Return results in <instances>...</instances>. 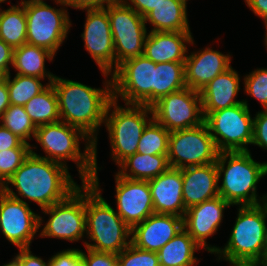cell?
<instances>
[{
    "instance_id": "30",
    "label": "cell",
    "mask_w": 267,
    "mask_h": 266,
    "mask_svg": "<svg viewBox=\"0 0 267 266\" xmlns=\"http://www.w3.org/2000/svg\"><path fill=\"white\" fill-rule=\"evenodd\" d=\"M24 108L36 127L60 121L58 98L52 84L28 101Z\"/></svg>"
},
{
    "instance_id": "49",
    "label": "cell",
    "mask_w": 267,
    "mask_h": 266,
    "mask_svg": "<svg viewBox=\"0 0 267 266\" xmlns=\"http://www.w3.org/2000/svg\"><path fill=\"white\" fill-rule=\"evenodd\" d=\"M233 266H267V264L262 263V262H243V263H238Z\"/></svg>"
},
{
    "instance_id": "50",
    "label": "cell",
    "mask_w": 267,
    "mask_h": 266,
    "mask_svg": "<svg viewBox=\"0 0 267 266\" xmlns=\"http://www.w3.org/2000/svg\"><path fill=\"white\" fill-rule=\"evenodd\" d=\"M54 3H57L61 0H53ZM42 2H46L45 0H21L20 2L17 1V5L20 4H28V3H42Z\"/></svg>"
},
{
    "instance_id": "37",
    "label": "cell",
    "mask_w": 267,
    "mask_h": 266,
    "mask_svg": "<svg viewBox=\"0 0 267 266\" xmlns=\"http://www.w3.org/2000/svg\"><path fill=\"white\" fill-rule=\"evenodd\" d=\"M118 266H160L156 252L141 250L130 244L117 254Z\"/></svg>"
},
{
    "instance_id": "22",
    "label": "cell",
    "mask_w": 267,
    "mask_h": 266,
    "mask_svg": "<svg viewBox=\"0 0 267 266\" xmlns=\"http://www.w3.org/2000/svg\"><path fill=\"white\" fill-rule=\"evenodd\" d=\"M195 41L191 32H151L149 31L144 46V54L154 63H184L188 45Z\"/></svg>"
},
{
    "instance_id": "14",
    "label": "cell",
    "mask_w": 267,
    "mask_h": 266,
    "mask_svg": "<svg viewBox=\"0 0 267 266\" xmlns=\"http://www.w3.org/2000/svg\"><path fill=\"white\" fill-rule=\"evenodd\" d=\"M151 107L153 118L169 132L204 123L200 92L188 87L161 97Z\"/></svg>"
},
{
    "instance_id": "45",
    "label": "cell",
    "mask_w": 267,
    "mask_h": 266,
    "mask_svg": "<svg viewBox=\"0 0 267 266\" xmlns=\"http://www.w3.org/2000/svg\"><path fill=\"white\" fill-rule=\"evenodd\" d=\"M143 18L150 13L160 0H123Z\"/></svg>"
},
{
    "instance_id": "46",
    "label": "cell",
    "mask_w": 267,
    "mask_h": 266,
    "mask_svg": "<svg viewBox=\"0 0 267 266\" xmlns=\"http://www.w3.org/2000/svg\"><path fill=\"white\" fill-rule=\"evenodd\" d=\"M244 2L263 22L267 21V0H244Z\"/></svg>"
},
{
    "instance_id": "38",
    "label": "cell",
    "mask_w": 267,
    "mask_h": 266,
    "mask_svg": "<svg viewBox=\"0 0 267 266\" xmlns=\"http://www.w3.org/2000/svg\"><path fill=\"white\" fill-rule=\"evenodd\" d=\"M82 266H118L117 254L99 252L89 248L81 250Z\"/></svg>"
},
{
    "instance_id": "48",
    "label": "cell",
    "mask_w": 267,
    "mask_h": 266,
    "mask_svg": "<svg viewBox=\"0 0 267 266\" xmlns=\"http://www.w3.org/2000/svg\"><path fill=\"white\" fill-rule=\"evenodd\" d=\"M262 263L267 264V222L265 225V232H264V248H263Z\"/></svg>"
},
{
    "instance_id": "39",
    "label": "cell",
    "mask_w": 267,
    "mask_h": 266,
    "mask_svg": "<svg viewBox=\"0 0 267 266\" xmlns=\"http://www.w3.org/2000/svg\"><path fill=\"white\" fill-rule=\"evenodd\" d=\"M252 145L267 151V110H259L254 115Z\"/></svg>"
},
{
    "instance_id": "35",
    "label": "cell",
    "mask_w": 267,
    "mask_h": 266,
    "mask_svg": "<svg viewBox=\"0 0 267 266\" xmlns=\"http://www.w3.org/2000/svg\"><path fill=\"white\" fill-rule=\"evenodd\" d=\"M243 77V91L258 100L262 108L267 110V68H256Z\"/></svg>"
},
{
    "instance_id": "1",
    "label": "cell",
    "mask_w": 267,
    "mask_h": 266,
    "mask_svg": "<svg viewBox=\"0 0 267 266\" xmlns=\"http://www.w3.org/2000/svg\"><path fill=\"white\" fill-rule=\"evenodd\" d=\"M101 73L105 77L103 88H94L57 75L51 83L58 98L60 120L79 128L94 142L95 173L101 170L97 162V136L105 123L107 106L113 99L111 74Z\"/></svg>"
},
{
    "instance_id": "5",
    "label": "cell",
    "mask_w": 267,
    "mask_h": 266,
    "mask_svg": "<svg viewBox=\"0 0 267 266\" xmlns=\"http://www.w3.org/2000/svg\"><path fill=\"white\" fill-rule=\"evenodd\" d=\"M216 167L219 196L231 206H251L267 202V193L261 197L257 192V184L267 176V161L254 160L251 150L219 152Z\"/></svg>"
},
{
    "instance_id": "26",
    "label": "cell",
    "mask_w": 267,
    "mask_h": 266,
    "mask_svg": "<svg viewBox=\"0 0 267 266\" xmlns=\"http://www.w3.org/2000/svg\"><path fill=\"white\" fill-rule=\"evenodd\" d=\"M54 57L52 52L44 48L25 43L14 48L12 68L18 75L47 79L51 84L56 75L45 68V63L47 60L52 62Z\"/></svg>"
},
{
    "instance_id": "51",
    "label": "cell",
    "mask_w": 267,
    "mask_h": 266,
    "mask_svg": "<svg viewBox=\"0 0 267 266\" xmlns=\"http://www.w3.org/2000/svg\"><path fill=\"white\" fill-rule=\"evenodd\" d=\"M13 257L14 258H12L9 263L3 264L1 266H19L17 262V258L15 256Z\"/></svg>"
},
{
    "instance_id": "54",
    "label": "cell",
    "mask_w": 267,
    "mask_h": 266,
    "mask_svg": "<svg viewBox=\"0 0 267 266\" xmlns=\"http://www.w3.org/2000/svg\"><path fill=\"white\" fill-rule=\"evenodd\" d=\"M5 2H8L9 4H12L13 5V3H11L10 0H0V4L5 3Z\"/></svg>"
},
{
    "instance_id": "19",
    "label": "cell",
    "mask_w": 267,
    "mask_h": 266,
    "mask_svg": "<svg viewBox=\"0 0 267 266\" xmlns=\"http://www.w3.org/2000/svg\"><path fill=\"white\" fill-rule=\"evenodd\" d=\"M232 54L206 46L187 53L185 64L186 87L200 92L217 75L231 67Z\"/></svg>"
},
{
    "instance_id": "15",
    "label": "cell",
    "mask_w": 267,
    "mask_h": 266,
    "mask_svg": "<svg viewBox=\"0 0 267 266\" xmlns=\"http://www.w3.org/2000/svg\"><path fill=\"white\" fill-rule=\"evenodd\" d=\"M0 232L11 245L31 248L39 232V214L30 205L7 195L0 188Z\"/></svg>"
},
{
    "instance_id": "7",
    "label": "cell",
    "mask_w": 267,
    "mask_h": 266,
    "mask_svg": "<svg viewBox=\"0 0 267 266\" xmlns=\"http://www.w3.org/2000/svg\"><path fill=\"white\" fill-rule=\"evenodd\" d=\"M153 119L152 107L137 104L119 105L112 99L106 110L105 123L110 140V157L119 165L137 152L146 125Z\"/></svg>"
},
{
    "instance_id": "53",
    "label": "cell",
    "mask_w": 267,
    "mask_h": 266,
    "mask_svg": "<svg viewBox=\"0 0 267 266\" xmlns=\"http://www.w3.org/2000/svg\"><path fill=\"white\" fill-rule=\"evenodd\" d=\"M6 76L7 74L2 69H0V83L5 81Z\"/></svg>"
},
{
    "instance_id": "43",
    "label": "cell",
    "mask_w": 267,
    "mask_h": 266,
    "mask_svg": "<svg viewBox=\"0 0 267 266\" xmlns=\"http://www.w3.org/2000/svg\"><path fill=\"white\" fill-rule=\"evenodd\" d=\"M116 0H61L67 7L76 10L92 9V8H105L109 4L114 3Z\"/></svg>"
},
{
    "instance_id": "12",
    "label": "cell",
    "mask_w": 267,
    "mask_h": 266,
    "mask_svg": "<svg viewBox=\"0 0 267 266\" xmlns=\"http://www.w3.org/2000/svg\"><path fill=\"white\" fill-rule=\"evenodd\" d=\"M156 63L140 55L121 63L111 74L113 99L125 104H154V70Z\"/></svg>"
},
{
    "instance_id": "47",
    "label": "cell",
    "mask_w": 267,
    "mask_h": 266,
    "mask_svg": "<svg viewBox=\"0 0 267 266\" xmlns=\"http://www.w3.org/2000/svg\"><path fill=\"white\" fill-rule=\"evenodd\" d=\"M10 106L9 94L6 80L0 83V117L4 114L5 110Z\"/></svg>"
},
{
    "instance_id": "27",
    "label": "cell",
    "mask_w": 267,
    "mask_h": 266,
    "mask_svg": "<svg viewBox=\"0 0 267 266\" xmlns=\"http://www.w3.org/2000/svg\"><path fill=\"white\" fill-rule=\"evenodd\" d=\"M199 250L201 247L183 228L157 254L160 266H196L200 260L195 254Z\"/></svg>"
},
{
    "instance_id": "41",
    "label": "cell",
    "mask_w": 267,
    "mask_h": 266,
    "mask_svg": "<svg viewBox=\"0 0 267 266\" xmlns=\"http://www.w3.org/2000/svg\"><path fill=\"white\" fill-rule=\"evenodd\" d=\"M11 148H31V145L0 124V151Z\"/></svg>"
},
{
    "instance_id": "33",
    "label": "cell",
    "mask_w": 267,
    "mask_h": 266,
    "mask_svg": "<svg viewBox=\"0 0 267 266\" xmlns=\"http://www.w3.org/2000/svg\"><path fill=\"white\" fill-rule=\"evenodd\" d=\"M169 135L170 132L153 118L143 130L137 153L168 155Z\"/></svg>"
},
{
    "instance_id": "4",
    "label": "cell",
    "mask_w": 267,
    "mask_h": 266,
    "mask_svg": "<svg viewBox=\"0 0 267 266\" xmlns=\"http://www.w3.org/2000/svg\"><path fill=\"white\" fill-rule=\"evenodd\" d=\"M34 139L45 155L36 153L34 149L38 146L34 144H31L32 154L68 168L67 162L70 160L74 162L81 182L92 181L95 173L94 142L82 130L60 120L37 127ZM80 141L85 142L82 151Z\"/></svg>"
},
{
    "instance_id": "11",
    "label": "cell",
    "mask_w": 267,
    "mask_h": 266,
    "mask_svg": "<svg viewBox=\"0 0 267 266\" xmlns=\"http://www.w3.org/2000/svg\"><path fill=\"white\" fill-rule=\"evenodd\" d=\"M104 9L110 19L116 70L124 61L144 54L149 31L144 18L123 0H116Z\"/></svg>"
},
{
    "instance_id": "20",
    "label": "cell",
    "mask_w": 267,
    "mask_h": 266,
    "mask_svg": "<svg viewBox=\"0 0 267 266\" xmlns=\"http://www.w3.org/2000/svg\"><path fill=\"white\" fill-rule=\"evenodd\" d=\"M182 229L183 217L154 213L131 229V244L141 250L157 253Z\"/></svg>"
},
{
    "instance_id": "18",
    "label": "cell",
    "mask_w": 267,
    "mask_h": 266,
    "mask_svg": "<svg viewBox=\"0 0 267 266\" xmlns=\"http://www.w3.org/2000/svg\"><path fill=\"white\" fill-rule=\"evenodd\" d=\"M231 205L221 196L199 203L186 210L183 228L194 241L210 254H215L219 246L207 243L208 238L218 231L224 218V211Z\"/></svg>"
},
{
    "instance_id": "16",
    "label": "cell",
    "mask_w": 267,
    "mask_h": 266,
    "mask_svg": "<svg viewBox=\"0 0 267 266\" xmlns=\"http://www.w3.org/2000/svg\"><path fill=\"white\" fill-rule=\"evenodd\" d=\"M85 10L86 18L81 36L84 48L101 72L112 74L115 71L114 41L110 19L104 8Z\"/></svg>"
},
{
    "instance_id": "40",
    "label": "cell",
    "mask_w": 267,
    "mask_h": 266,
    "mask_svg": "<svg viewBox=\"0 0 267 266\" xmlns=\"http://www.w3.org/2000/svg\"><path fill=\"white\" fill-rule=\"evenodd\" d=\"M49 266H82L81 250L78 248H68L49 258Z\"/></svg>"
},
{
    "instance_id": "24",
    "label": "cell",
    "mask_w": 267,
    "mask_h": 266,
    "mask_svg": "<svg viewBox=\"0 0 267 266\" xmlns=\"http://www.w3.org/2000/svg\"><path fill=\"white\" fill-rule=\"evenodd\" d=\"M241 76L232 66L217 75L200 91L204 118L210 113L243 103L237 100Z\"/></svg>"
},
{
    "instance_id": "36",
    "label": "cell",
    "mask_w": 267,
    "mask_h": 266,
    "mask_svg": "<svg viewBox=\"0 0 267 266\" xmlns=\"http://www.w3.org/2000/svg\"><path fill=\"white\" fill-rule=\"evenodd\" d=\"M30 152L31 148H11L0 151V188L22 165Z\"/></svg>"
},
{
    "instance_id": "17",
    "label": "cell",
    "mask_w": 267,
    "mask_h": 266,
    "mask_svg": "<svg viewBox=\"0 0 267 266\" xmlns=\"http://www.w3.org/2000/svg\"><path fill=\"white\" fill-rule=\"evenodd\" d=\"M116 212L132 229L154 214L148 180H133L114 173Z\"/></svg>"
},
{
    "instance_id": "3",
    "label": "cell",
    "mask_w": 267,
    "mask_h": 266,
    "mask_svg": "<svg viewBox=\"0 0 267 266\" xmlns=\"http://www.w3.org/2000/svg\"><path fill=\"white\" fill-rule=\"evenodd\" d=\"M98 173L85 182V248L119 254L131 244V228L103 198ZM89 239V240H88Z\"/></svg>"
},
{
    "instance_id": "9",
    "label": "cell",
    "mask_w": 267,
    "mask_h": 266,
    "mask_svg": "<svg viewBox=\"0 0 267 266\" xmlns=\"http://www.w3.org/2000/svg\"><path fill=\"white\" fill-rule=\"evenodd\" d=\"M24 4L27 22V43L44 48L54 55L67 39L72 27L68 7L61 1Z\"/></svg>"
},
{
    "instance_id": "29",
    "label": "cell",
    "mask_w": 267,
    "mask_h": 266,
    "mask_svg": "<svg viewBox=\"0 0 267 266\" xmlns=\"http://www.w3.org/2000/svg\"><path fill=\"white\" fill-rule=\"evenodd\" d=\"M0 5V39L13 48L27 43V22L24 4L11 5L1 9Z\"/></svg>"
},
{
    "instance_id": "25",
    "label": "cell",
    "mask_w": 267,
    "mask_h": 266,
    "mask_svg": "<svg viewBox=\"0 0 267 266\" xmlns=\"http://www.w3.org/2000/svg\"><path fill=\"white\" fill-rule=\"evenodd\" d=\"M188 0H160L145 17V24L151 25V32H191Z\"/></svg>"
},
{
    "instance_id": "42",
    "label": "cell",
    "mask_w": 267,
    "mask_h": 266,
    "mask_svg": "<svg viewBox=\"0 0 267 266\" xmlns=\"http://www.w3.org/2000/svg\"><path fill=\"white\" fill-rule=\"evenodd\" d=\"M31 248H18L15 257L19 266H49V259L45 261L32 253Z\"/></svg>"
},
{
    "instance_id": "8",
    "label": "cell",
    "mask_w": 267,
    "mask_h": 266,
    "mask_svg": "<svg viewBox=\"0 0 267 266\" xmlns=\"http://www.w3.org/2000/svg\"><path fill=\"white\" fill-rule=\"evenodd\" d=\"M41 211L49 218L46 221L39 214V237L57 238L71 243L82 240L84 245L86 239L85 182H81V185L66 199Z\"/></svg>"
},
{
    "instance_id": "21",
    "label": "cell",
    "mask_w": 267,
    "mask_h": 266,
    "mask_svg": "<svg viewBox=\"0 0 267 266\" xmlns=\"http://www.w3.org/2000/svg\"><path fill=\"white\" fill-rule=\"evenodd\" d=\"M154 212L184 216L183 179L181 169L169 167L164 173L148 180Z\"/></svg>"
},
{
    "instance_id": "13",
    "label": "cell",
    "mask_w": 267,
    "mask_h": 266,
    "mask_svg": "<svg viewBox=\"0 0 267 266\" xmlns=\"http://www.w3.org/2000/svg\"><path fill=\"white\" fill-rule=\"evenodd\" d=\"M219 151L207 124L170 132L168 162L170 167L183 169L215 163Z\"/></svg>"
},
{
    "instance_id": "2",
    "label": "cell",
    "mask_w": 267,
    "mask_h": 266,
    "mask_svg": "<svg viewBox=\"0 0 267 266\" xmlns=\"http://www.w3.org/2000/svg\"><path fill=\"white\" fill-rule=\"evenodd\" d=\"M79 186L68 167L30 152L1 189L10 197L27 205L34 202L43 210L66 199Z\"/></svg>"
},
{
    "instance_id": "28",
    "label": "cell",
    "mask_w": 267,
    "mask_h": 266,
    "mask_svg": "<svg viewBox=\"0 0 267 266\" xmlns=\"http://www.w3.org/2000/svg\"><path fill=\"white\" fill-rule=\"evenodd\" d=\"M118 175L133 180H150L164 173L169 167L167 155H144L135 153L118 166Z\"/></svg>"
},
{
    "instance_id": "44",
    "label": "cell",
    "mask_w": 267,
    "mask_h": 266,
    "mask_svg": "<svg viewBox=\"0 0 267 266\" xmlns=\"http://www.w3.org/2000/svg\"><path fill=\"white\" fill-rule=\"evenodd\" d=\"M14 48L0 39V69L7 75L10 73V67L13 65Z\"/></svg>"
},
{
    "instance_id": "32",
    "label": "cell",
    "mask_w": 267,
    "mask_h": 266,
    "mask_svg": "<svg viewBox=\"0 0 267 266\" xmlns=\"http://www.w3.org/2000/svg\"><path fill=\"white\" fill-rule=\"evenodd\" d=\"M9 102L12 105L24 106L34 96L45 90L50 83H43L42 78L15 74L11 79V72L6 76Z\"/></svg>"
},
{
    "instance_id": "23",
    "label": "cell",
    "mask_w": 267,
    "mask_h": 266,
    "mask_svg": "<svg viewBox=\"0 0 267 266\" xmlns=\"http://www.w3.org/2000/svg\"><path fill=\"white\" fill-rule=\"evenodd\" d=\"M186 210L219 196L216 162L181 169Z\"/></svg>"
},
{
    "instance_id": "34",
    "label": "cell",
    "mask_w": 267,
    "mask_h": 266,
    "mask_svg": "<svg viewBox=\"0 0 267 266\" xmlns=\"http://www.w3.org/2000/svg\"><path fill=\"white\" fill-rule=\"evenodd\" d=\"M0 124L9 129L25 143L31 145L29 140L34 139L37 127L26 113L24 106L10 104L0 117Z\"/></svg>"
},
{
    "instance_id": "52",
    "label": "cell",
    "mask_w": 267,
    "mask_h": 266,
    "mask_svg": "<svg viewBox=\"0 0 267 266\" xmlns=\"http://www.w3.org/2000/svg\"><path fill=\"white\" fill-rule=\"evenodd\" d=\"M264 23V27H265V34H264V46L267 50V21L266 22H263Z\"/></svg>"
},
{
    "instance_id": "6",
    "label": "cell",
    "mask_w": 267,
    "mask_h": 266,
    "mask_svg": "<svg viewBox=\"0 0 267 266\" xmlns=\"http://www.w3.org/2000/svg\"><path fill=\"white\" fill-rule=\"evenodd\" d=\"M237 218L225 246L214 254L233 266L243 262H262L264 232L267 222V202L238 206Z\"/></svg>"
},
{
    "instance_id": "10",
    "label": "cell",
    "mask_w": 267,
    "mask_h": 266,
    "mask_svg": "<svg viewBox=\"0 0 267 266\" xmlns=\"http://www.w3.org/2000/svg\"><path fill=\"white\" fill-rule=\"evenodd\" d=\"M219 152L250 151L254 117L247 99L243 103L210 112L205 118Z\"/></svg>"
},
{
    "instance_id": "31",
    "label": "cell",
    "mask_w": 267,
    "mask_h": 266,
    "mask_svg": "<svg viewBox=\"0 0 267 266\" xmlns=\"http://www.w3.org/2000/svg\"><path fill=\"white\" fill-rule=\"evenodd\" d=\"M185 87L184 63H156V69L154 70V103L161 97Z\"/></svg>"
}]
</instances>
